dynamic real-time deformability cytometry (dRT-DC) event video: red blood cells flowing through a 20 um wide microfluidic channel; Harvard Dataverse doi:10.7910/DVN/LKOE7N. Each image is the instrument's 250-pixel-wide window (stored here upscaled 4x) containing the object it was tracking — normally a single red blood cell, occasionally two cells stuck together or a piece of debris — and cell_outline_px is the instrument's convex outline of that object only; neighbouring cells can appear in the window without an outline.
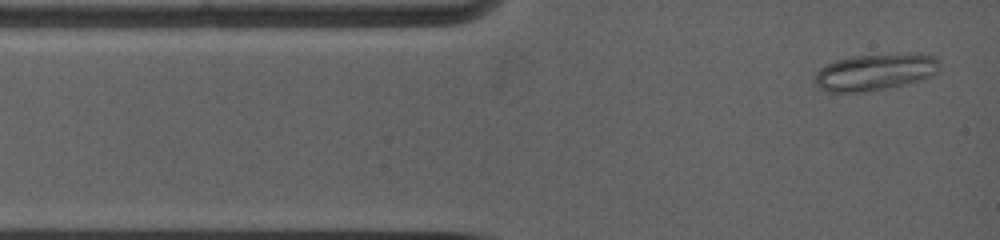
{"species": "common noctule bat (a hibernating species)", "species_latin": "Nyctalus noctula", "temperature_condition": "warm", "stored_images_in_passage": 28, "camera_frame_rate_fps": 5000, "um_per_image_px": 0.085, "animal": {"sex": "female", "body_mass_g": 19.0, "forearm_length_mm": 53.3}, "frame": {"image": 1, "passage_image": 1, "time_ms": 0.0, "image_size_px": [1000, 240], "cell_outline_px": [[940, 64], [936, 72], [928, 76], [916, 80], [900, 84], [880, 88], [856, 92], [832, 92], [820, 88], [812, 80], [812, 76], [820, 68], [836, 60], [852, 56], [912, 52], [920, 52], [936, 56], [940, 60]], "centroid_in_image_um": [74.37, 6.07], "position_along_channel_um": 10.6, "area_um2": 26.53}}
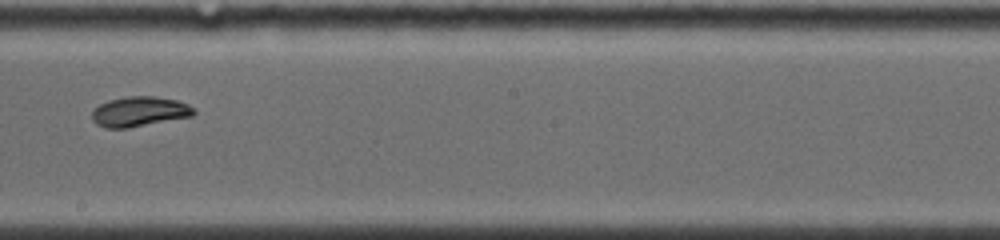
{"frame": {"image": 2, "passage_image": 16, "time_ms": 6.8, "image_size_px": [1000, 240], "cell_outline_px": [[196, 112], [192, 116], [124, 128], [108, 128], [100, 124], [92, 116], [92, 112], [100, 104], [108, 100], [128, 96], [156, 96], [176, 100], [188, 104]], "centroid_in_image_um": [11.88, 9.46], "position_along_channel_um": 236.3, "area_um2": 17.28}}
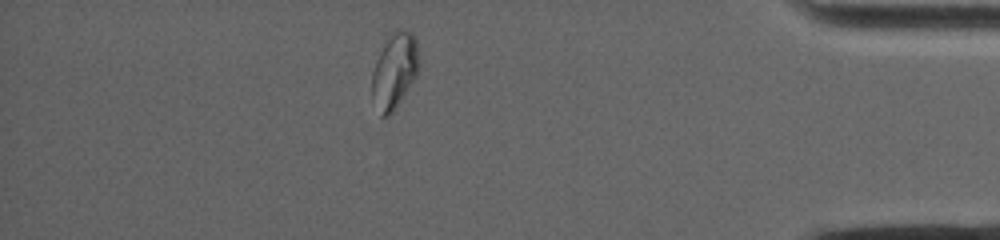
{"frame": {"image": 3, "passage_image": 26, "time_ms": 12.2, "image_size_px": [1000, 240], "cell_outline_px": [[420, 64], [416, 76], [392, 112], [388, 116], [380, 116], [372, 96], [372, 72], [384, 36], [388, 32], [396, 28], [400, 28], [412, 32], [416, 36]], "centroid_in_image_um": [33.53, 5.89], "position_along_channel_um": 401.7, "area_um2": 21.21}, "authors_computed_cell_mechanics": {"area_um2": 18.6694, "velocity_mm_per_s": 3.8923, "shape_relaxation_time_tau1_ms": 8.3311, "shape_relaxation_time_tau2_ms": 4.2974, "deformation_change_tau1": 0.1808, "deformation_change_tau2": 0.0291}}